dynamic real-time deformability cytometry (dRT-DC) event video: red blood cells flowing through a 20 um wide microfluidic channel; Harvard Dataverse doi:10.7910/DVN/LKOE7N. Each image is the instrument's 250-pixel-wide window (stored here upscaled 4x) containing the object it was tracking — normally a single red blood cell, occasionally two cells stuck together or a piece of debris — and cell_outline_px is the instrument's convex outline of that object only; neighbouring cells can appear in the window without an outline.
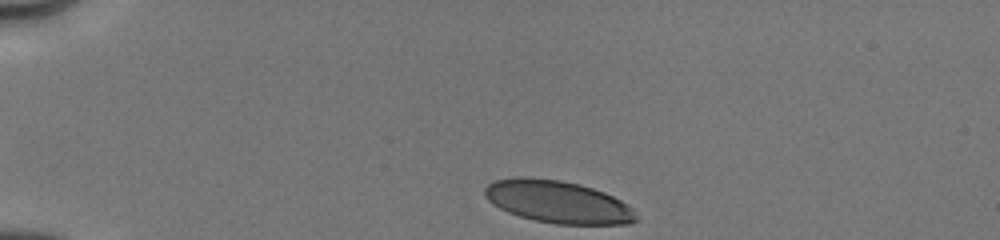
{"species": "human", "species_latin": "Homo sapiens", "temperature_condition": "cold", "stored_images_in_passage": 5, "camera_frame_rate_fps": 3000, "um_per_image_px": 0.085, "donor": {"sex": "male"}, "frame": {"image": 1, "passage_image": 1, "time_ms": 0.0, "image_size_px": [1000, 240], "cell_outline_px": [[640, 220], [628, 224], [556, 224], [536, 220], [520, 216], [508, 212], [492, 204], [488, 200], [484, 192], [484, 188], [488, 184], [496, 180], [520, 176], [528, 176], [560, 180], [580, 184], [604, 192], [628, 204], [632, 208]], "centroid_in_image_um": [47.43, 17.15], "position_along_channel_um": 37.6, "area_um2": 37.51}}
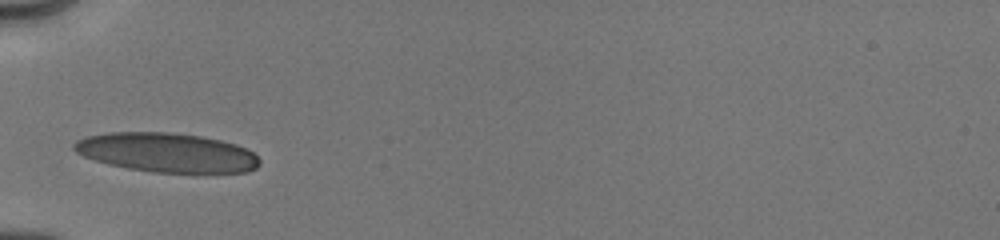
{"frame": {"image": 2, "passage_image": 4, "time_ms": 2.333, "image_size_px": [1000, 240], "cell_outline_px": [[260, 164], [256, 168], [248, 172], [204, 176], [152, 172], [128, 168], [108, 164], [84, 156], [76, 152], [72, 148], [72, 144], [76, 140], [84, 136], [108, 132], [168, 132], [200, 136], [220, 140], [236, 144], [252, 152], [260, 160]], "centroid_in_image_um": [14.23, 13.01], "position_along_channel_um": 70.8, "area_um2": 43.75}}